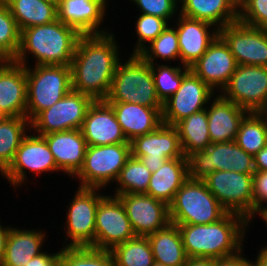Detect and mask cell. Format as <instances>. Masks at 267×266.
Listing matches in <instances>:
<instances>
[{"mask_svg":"<svg viewBox=\"0 0 267 266\" xmlns=\"http://www.w3.org/2000/svg\"><path fill=\"white\" fill-rule=\"evenodd\" d=\"M135 30L138 36L132 54H138L146 45L155 40L168 26L169 22L161 17L141 14L137 17ZM146 42L148 44H146Z\"/></svg>","mask_w":267,"mask_h":266,"instance_id":"obj_41","label":"cell"},{"mask_svg":"<svg viewBox=\"0 0 267 266\" xmlns=\"http://www.w3.org/2000/svg\"><path fill=\"white\" fill-rule=\"evenodd\" d=\"M267 203V171H255L253 173V218L256 211ZM255 215V216H254Z\"/></svg>","mask_w":267,"mask_h":266,"instance_id":"obj_44","label":"cell"},{"mask_svg":"<svg viewBox=\"0 0 267 266\" xmlns=\"http://www.w3.org/2000/svg\"><path fill=\"white\" fill-rule=\"evenodd\" d=\"M235 142L254 156L267 145V121L258 112H248L240 122Z\"/></svg>","mask_w":267,"mask_h":266,"instance_id":"obj_34","label":"cell"},{"mask_svg":"<svg viewBox=\"0 0 267 266\" xmlns=\"http://www.w3.org/2000/svg\"><path fill=\"white\" fill-rule=\"evenodd\" d=\"M184 266H216V258H188Z\"/></svg>","mask_w":267,"mask_h":266,"instance_id":"obj_48","label":"cell"},{"mask_svg":"<svg viewBox=\"0 0 267 266\" xmlns=\"http://www.w3.org/2000/svg\"><path fill=\"white\" fill-rule=\"evenodd\" d=\"M156 64H151L154 85L159 100L164 103L178 90L183 77L190 71V68L182 65L170 67L166 64H157L156 67Z\"/></svg>","mask_w":267,"mask_h":266,"instance_id":"obj_40","label":"cell"},{"mask_svg":"<svg viewBox=\"0 0 267 266\" xmlns=\"http://www.w3.org/2000/svg\"><path fill=\"white\" fill-rule=\"evenodd\" d=\"M256 171H267V145L254 155Z\"/></svg>","mask_w":267,"mask_h":266,"instance_id":"obj_47","label":"cell"},{"mask_svg":"<svg viewBox=\"0 0 267 266\" xmlns=\"http://www.w3.org/2000/svg\"><path fill=\"white\" fill-rule=\"evenodd\" d=\"M62 247L58 266H115L110 250H102L90 246Z\"/></svg>","mask_w":267,"mask_h":266,"instance_id":"obj_37","label":"cell"},{"mask_svg":"<svg viewBox=\"0 0 267 266\" xmlns=\"http://www.w3.org/2000/svg\"><path fill=\"white\" fill-rule=\"evenodd\" d=\"M220 95L248 112H259L267 101V67L238 65Z\"/></svg>","mask_w":267,"mask_h":266,"instance_id":"obj_13","label":"cell"},{"mask_svg":"<svg viewBox=\"0 0 267 266\" xmlns=\"http://www.w3.org/2000/svg\"><path fill=\"white\" fill-rule=\"evenodd\" d=\"M258 213V215L261 217V219L266 222L267 225V204L263 205V207H261L259 210L256 211V214Z\"/></svg>","mask_w":267,"mask_h":266,"instance_id":"obj_51","label":"cell"},{"mask_svg":"<svg viewBox=\"0 0 267 266\" xmlns=\"http://www.w3.org/2000/svg\"><path fill=\"white\" fill-rule=\"evenodd\" d=\"M105 101L137 103L163 109V103L156 93L151 64L138 54H131L125 63L120 61Z\"/></svg>","mask_w":267,"mask_h":266,"instance_id":"obj_4","label":"cell"},{"mask_svg":"<svg viewBox=\"0 0 267 266\" xmlns=\"http://www.w3.org/2000/svg\"><path fill=\"white\" fill-rule=\"evenodd\" d=\"M136 236H148L170 223L169 207L145 193L117 195Z\"/></svg>","mask_w":267,"mask_h":266,"instance_id":"obj_18","label":"cell"},{"mask_svg":"<svg viewBox=\"0 0 267 266\" xmlns=\"http://www.w3.org/2000/svg\"><path fill=\"white\" fill-rule=\"evenodd\" d=\"M238 65L267 67V35L259 27L239 21L219 29Z\"/></svg>","mask_w":267,"mask_h":266,"instance_id":"obj_17","label":"cell"},{"mask_svg":"<svg viewBox=\"0 0 267 266\" xmlns=\"http://www.w3.org/2000/svg\"><path fill=\"white\" fill-rule=\"evenodd\" d=\"M88 146L130 143L118 123L112 106L105 100L94 101L81 127Z\"/></svg>","mask_w":267,"mask_h":266,"instance_id":"obj_20","label":"cell"},{"mask_svg":"<svg viewBox=\"0 0 267 266\" xmlns=\"http://www.w3.org/2000/svg\"><path fill=\"white\" fill-rule=\"evenodd\" d=\"M152 266H166V265H164V264H162V263H159V262H156V261H154V262H153V264H152Z\"/></svg>","mask_w":267,"mask_h":266,"instance_id":"obj_54","label":"cell"},{"mask_svg":"<svg viewBox=\"0 0 267 266\" xmlns=\"http://www.w3.org/2000/svg\"><path fill=\"white\" fill-rule=\"evenodd\" d=\"M114 111L124 135L130 142L135 137L156 130L162 122V110L137 103L107 102Z\"/></svg>","mask_w":267,"mask_h":266,"instance_id":"obj_26","label":"cell"},{"mask_svg":"<svg viewBox=\"0 0 267 266\" xmlns=\"http://www.w3.org/2000/svg\"><path fill=\"white\" fill-rule=\"evenodd\" d=\"M215 94L214 90L190 70L183 77L178 90L163 103L162 122L175 126L191 114L206 109Z\"/></svg>","mask_w":267,"mask_h":266,"instance_id":"obj_16","label":"cell"},{"mask_svg":"<svg viewBox=\"0 0 267 266\" xmlns=\"http://www.w3.org/2000/svg\"><path fill=\"white\" fill-rule=\"evenodd\" d=\"M136 236L125 208L117 196L105 195L96 210L95 248L112 250Z\"/></svg>","mask_w":267,"mask_h":266,"instance_id":"obj_15","label":"cell"},{"mask_svg":"<svg viewBox=\"0 0 267 266\" xmlns=\"http://www.w3.org/2000/svg\"><path fill=\"white\" fill-rule=\"evenodd\" d=\"M262 31L267 35V22L264 23L261 27Z\"/></svg>","mask_w":267,"mask_h":266,"instance_id":"obj_53","label":"cell"},{"mask_svg":"<svg viewBox=\"0 0 267 266\" xmlns=\"http://www.w3.org/2000/svg\"><path fill=\"white\" fill-rule=\"evenodd\" d=\"M209 191L228 213L253 219V174L214 171L203 179Z\"/></svg>","mask_w":267,"mask_h":266,"instance_id":"obj_9","label":"cell"},{"mask_svg":"<svg viewBox=\"0 0 267 266\" xmlns=\"http://www.w3.org/2000/svg\"><path fill=\"white\" fill-rule=\"evenodd\" d=\"M180 5L178 14L206 21L218 30L238 21V0H182Z\"/></svg>","mask_w":267,"mask_h":266,"instance_id":"obj_27","label":"cell"},{"mask_svg":"<svg viewBox=\"0 0 267 266\" xmlns=\"http://www.w3.org/2000/svg\"><path fill=\"white\" fill-rule=\"evenodd\" d=\"M80 34L60 20L21 30L16 63L28 66L27 55L36 59L35 65L70 66ZM27 61V62H26Z\"/></svg>","mask_w":267,"mask_h":266,"instance_id":"obj_3","label":"cell"},{"mask_svg":"<svg viewBox=\"0 0 267 266\" xmlns=\"http://www.w3.org/2000/svg\"><path fill=\"white\" fill-rule=\"evenodd\" d=\"M113 33L81 35L70 65L74 91L105 100L120 62V52Z\"/></svg>","mask_w":267,"mask_h":266,"instance_id":"obj_1","label":"cell"},{"mask_svg":"<svg viewBox=\"0 0 267 266\" xmlns=\"http://www.w3.org/2000/svg\"><path fill=\"white\" fill-rule=\"evenodd\" d=\"M131 144V155L151 172L158 170L166 160L187 158L183 155L179 133L173 125L162 123L156 130L135 137Z\"/></svg>","mask_w":267,"mask_h":266,"instance_id":"obj_14","label":"cell"},{"mask_svg":"<svg viewBox=\"0 0 267 266\" xmlns=\"http://www.w3.org/2000/svg\"><path fill=\"white\" fill-rule=\"evenodd\" d=\"M130 1V0H129ZM140 9V14L161 17L171 23V18L177 17L179 3L176 0H131ZM170 20V21H169Z\"/></svg>","mask_w":267,"mask_h":266,"instance_id":"obj_43","label":"cell"},{"mask_svg":"<svg viewBox=\"0 0 267 266\" xmlns=\"http://www.w3.org/2000/svg\"><path fill=\"white\" fill-rule=\"evenodd\" d=\"M107 0H59L57 19L74 28L80 35L106 34L100 28L106 15Z\"/></svg>","mask_w":267,"mask_h":266,"instance_id":"obj_21","label":"cell"},{"mask_svg":"<svg viewBox=\"0 0 267 266\" xmlns=\"http://www.w3.org/2000/svg\"><path fill=\"white\" fill-rule=\"evenodd\" d=\"M251 264L252 266H267V245L259 250L256 260H251Z\"/></svg>","mask_w":267,"mask_h":266,"instance_id":"obj_50","label":"cell"},{"mask_svg":"<svg viewBox=\"0 0 267 266\" xmlns=\"http://www.w3.org/2000/svg\"><path fill=\"white\" fill-rule=\"evenodd\" d=\"M146 45L138 55L146 62L154 64L157 58L166 62L180 60V50L178 46V34L174 27L170 25L153 41ZM156 58V59H155Z\"/></svg>","mask_w":267,"mask_h":266,"instance_id":"obj_38","label":"cell"},{"mask_svg":"<svg viewBox=\"0 0 267 266\" xmlns=\"http://www.w3.org/2000/svg\"><path fill=\"white\" fill-rule=\"evenodd\" d=\"M42 137L54 156L57 168L74 178L83 166L88 147L81 129L52 132Z\"/></svg>","mask_w":267,"mask_h":266,"instance_id":"obj_24","label":"cell"},{"mask_svg":"<svg viewBox=\"0 0 267 266\" xmlns=\"http://www.w3.org/2000/svg\"><path fill=\"white\" fill-rule=\"evenodd\" d=\"M130 156V143L88 146L83 166L74 177L79 187L105 188L116 182Z\"/></svg>","mask_w":267,"mask_h":266,"instance_id":"obj_8","label":"cell"},{"mask_svg":"<svg viewBox=\"0 0 267 266\" xmlns=\"http://www.w3.org/2000/svg\"><path fill=\"white\" fill-rule=\"evenodd\" d=\"M60 251L57 253H48L42 251L41 254L35 256L25 266H58Z\"/></svg>","mask_w":267,"mask_h":266,"instance_id":"obj_45","label":"cell"},{"mask_svg":"<svg viewBox=\"0 0 267 266\" xmlns=\"http://www.w3.org/2000/svg\"><path fill=\"white\" fill-rule=\"evenodd\" d=\"M26 68L13 60L0 64V110L5 116L26 117Z\"/></svg>","mask_w":267,"mask_h":266,"instance_id":"obj_23","label":"cell"},{"mask_svg":"<svg viewBox=\"0 0 267 266\" xmlns=\"http://www.w3.org/2000/svg\"><path fill=\"white\" fill-rule=\"evenodd\" d=\"M31 65L26 68V117L31 122L41 111L50 108L71 89V68L66 65Z\"/></svg>","mask_w":267,"mask_h":266,"instance_id":"obj_6","label":"cell"},{"mask_svg":"<svg viewBox=\"0 0 267 266\" xmlns=\"http://www.w3.org/2000/svg\"><path fill=\"white\" fill-rule=\"evenodd\" d=\"M42 230H21L11 227L5 247L4 258L0 266H25L29 260L41 254L44 239Z\"/></svg>","mask_w":267,"mask_h":266,"instance_id":"obj_29","label":"cell"},{"mask_svg":"<svg viewBox=\"0 0 267 266\" xmlns=\"http://www.w3.org/2000/svg\"><path fill=\"white\" fill-rule=\"evenodd\" d=\"M248 225L249 222L243 216L227 213L222 219L211 224L177 226L188 258L220 259L243 251Z\"/></svg>","mask_w":267,"mask_h":266,"instance_id":"obj_2","label":"cell"},{"mask_svg":"<svg viewBox=\"0 0 267 266\" xmlns=\"http://www.w3.org/2000/svg\"><path fill=\"white\" fill-rule=\"evenodd\" d=\"M175 127L179 133L180 144L185 157L194 151L207 149L211 145L206 109L191 114L179 121Z\"/></svg>","mask_w":267,"mask_h":266,"instance_id":"obj_32","label":"cell"},{"mask_svg":"<svg viewBox=\"0 0 267 266\" xmlns=\"http://www.w3.org/2000/svg\"><path fill=\"white\" fill-rule=\"evenodd\" d=\"M237 66L236 59L228 45L218 35L207 51L190 67V70L212 90L220 92L229 82Z\"/></svg>","mask_w":267,"mask_h":266,"instance_id":"obj_19","label":"cell"},{"mask_svg":"<svg viewBox=\"0 0 267 266\" xmlns=\"http://www.w3.org/2000/svg\"><path fill=\"white\" fill-rule=\"evenodd\" d=\"M111 253L115 266H152L154 256L147 236H135L117 246Z\"/></svg>","mask_w":267,"mask_h":266,"instance_id":"obj_35","label":"cell"},{"mask_svg":"<svg viewBox=\"0 0 267 266\" xmlns=\"http://www.w3.org/2000/svg\"><path fill=\"white\" fill-rule=\"evenodd\" d=\"M31 130L27 117L5 116L0 120V174L13 161L23 138Z\"/></svg>","mask_w":267,"mask_h":266,"instance_id":"obj_33","label":"cell"},{"mask_svg":"<svg viewBox=\"0 0 267 266\" xmlns=\"http://www.w3.org/2000/svg\"><path fill=\"white\" fill-rule=\"evenodd\" d=\"M152 173L140 161L132 155L127 159L125 166L121 169L116 182L115 195L129 193H146L149 187Z\"/></svg>","mask_w":267,"mask_h":266,"instance_id":"obj_36","label":"cell"},{"mask_svg":"<svg viewBox=\"0 0 267 266\" xmlns=\"http://www.w3.org/2000/svg\"><path fill=\"white\" fill-rule=\"evenodd\" d=\"M210 102L206 110L211 143L235 141L240 122L248 111L220 94Z\"/></svg>","mask_w":267,"mask_h":266,"instance_id":"obj_25","label":"cell"},{"mask_svg":"<svg viewBox=\"0 0 267 266\" xmlns=\"http://www.w3.org/2000/svg\"><path fill=\"white\" fill-rule=\"evenodd\" d=\"M189 179L187 158H173L164 164L150 178L145 194L169 205L176 192Z\"/></svg>","mask_w":267,"mask_h":266,"instance_id":"obj_28","label":"cell"},{"mask_svg":"<svg viewBox=\"0 0 267 266\" xmlns=\"http://www.w3.org/2000/svg\"><path fill=\"white\" fill-rule=\"evenodd\" d=\"M238 21L252 27L267 22V0H238Z\"/></svg>","mask_w":267,"mask_h":266,"instance_id":"obj_42","label":"cell"},{"mask_svg":"<svg viewBox=\"0 0 267 266\" xmlns=\"http://www.w3.org/2000/svg\"><path fill=\"white\" fill-rule=\"evenodd\" d=\"M47 1H50L52 3H55L56 5H58V3H59V0H47Z\"/></svg>","mask_w":267,"mask_h":266,"instance_id":"obj_55","label":"cell"},{"mask_svg":"<svg viewBox=\"0 0 267 266\" xmlns=\"http://www.w3.org/2000/svg\"><path fill=\"white\" fill-rule=\"evenodd\" d=\"M21 30L57 19V5L47 0H3Z\"/></svg>","mask_w":267,"mask_h":266,"instance_id":"obj_31","label":"cell"},{"mask_svg":"<svg viewBox=\"0 0 267 266\" xmlns=\"http://www.w3.org/2000/svg\"><path fill=\"white\" fill-rule=\"evenodd\" d=\"M94 100L71 89L50 108L41 111L31 122L36 135L81 129L86 113Z\"/></svg>","mask_w":267,"mask_h":266,"instance_id":"obj_11","label":"cell"},{"mask_svg":"<svg viewBox=\"0 0 267 266\" xmlns=\"http://www.w3.org/2000/svg\"><path fill=\"white\" fill-rule=\"evenodd\" d=\"M168 207L170 222L175 225L211 224L228 213L203 180L188 179Z\"/></svg>","mask_w":267,"mask_h":266,"instance_id":"obj_5","label":"cell"},{"mask_svg":"<svg viewBox=\"0 0 267 266\" xmlns=\"http://www.w3.org/2000/svg\"><path fill=\"white\" fill-rule=\"evenodd\" d=\"M31 133L33 132L23 138L13 161L1 173L4 179L6 178L15 188L26 182V170L34 174L60 171L46 140L42 136Z\"/></svg>","mask_w":267,"mask_h":266,"instance_id":"obj_12","label":"cell"},{"mask_svg":"<svg viewBox=\"0 0 267 266\" xmlns=\"http://www.w3.org/2000/svg\"><path fill=\"white\" fill-rule=\"evenodd\" d=\"M189 179L203 180L214 171H235L253 174L254 156L246 153L235 141L211 143L204 150L187 156Z\"/></svg>","mask_w":267,"mask_h":266,"instance_id":"obj_7","label":"cell"},{"mask_svg":"<svg viewBox=\"0 0 267 266\" xmlns=\"http://www.w3.org/2000/svg\"><path fill=\"white\" fill-rule=\"evenodd\" d=\"M21 31L8 6L0 0V56L13 60L20 47Z\"/></svg>","mask_w":267,"mask_h":266,"instance_id":"obj_39","label":"cell"},{"mask_svg":"<svg viewBox=\"0 0 267 266\" xmlns=\"http://www.w3.org/2000/svg\"><path fill=\"white\" fill-rule=\"evenodd\" d=\"M176 25L178 34L180 63L190 68L208 49L209 45L219 35L217 28L211 29V23L187 18L179 14ZM210 29L212 31H210Z\"/></svg>","mask_w":267,"mask_h":266,"instance_id":"obj_22","label":"cell"},{"mask_svg":"<svg viewBox=\"0 0 267 266\" xmlns=\"http://www.w3.org/2000/svg\"><path fill=\"white\" fill-rule=\"evenodd\" d=\"M152 247L154 261L166 266H184L188 259L177 225L166 227L147 236Z\"/></svg>","mask_w":267,"mask_h":266,"instance_id":"obj_30","label":"cell"},{"mask_svg":"<svg viewBox=\"0 0 267 266\" xmlns=\"http://www.w3.org/2000/svg\"><path fill=\"white\" fill-rule=\"evenodd\" d=\"M4 61V59L0 56V64Z\"/></svg>","mask_w":267,"mask_h":266,"instance_id":"obj_57","label":"cell"},{"mask_svg":"<svg viewBox=\"0 0 267 266\" xmlns=\"http://www.w3.org/2000/svg\"><path fill=\"white\" fill-rule=\"evenodd\" d=\"M11 227H3L0 222V262L4 258L6 241Z\"/></svg>","mask_w":267,"mask_h":266,"instance_id":"obj_49","label":"cell"},{"mask_svg":"<svg viewBox=\"0 0 267 266\" xmlns=\"http://www.w3.org/2000/svg\"><path fill=\"white\" fill-rule=\"evenodd\" d=\"M258 113L267 121V101Z\"/></svg>","mask_w":267,"mask_h":266,"instance_id":"obj_52","label":"cell"},{"mask_svg":"<svg viewBox=\"0 0 267 266\" xmlns=\"http://www.w3.org/2000/svg\"><path fill=\"white\" fill-rule=\"evenodd\" d=\"M5 117V115L2 113V111L0 110V120L3 119Z\"/></svg>","mask_w":267,"mask_h":266,"instance_id":"obj_56","label":"cell"},{"mask_svg":"<svg viewBox=\"0 0 267 266\" xmlns=\"http://www.w3.org/2000/svg\"><path fill=\"white\" fill-rule=\"evenodd\" d=\"M101 188L78 187L67 211L66 239L64 247L90 246L95 248V218L99 201L105 196ZM99 191V192H98ZM68 237V238H67Z\"/></svg>","mask_w":267,"mask_h":266,"instance_id":"obj_10","label":"cell"},{"mask_svg":"<svg viewBox=\"0 0 267 266\" xmlns=\"http://www.w3.org/2000/svg\"><path fill=\"white\" fill-rule=\"evenodd\" d=\"M241 253L242 251L234 256L216 259V266H252L251 260H247Z\"/></svg>","mask_w":267,"mask_h":266,"instance_id":"obj_46","label":"cell"}]
</instances>
